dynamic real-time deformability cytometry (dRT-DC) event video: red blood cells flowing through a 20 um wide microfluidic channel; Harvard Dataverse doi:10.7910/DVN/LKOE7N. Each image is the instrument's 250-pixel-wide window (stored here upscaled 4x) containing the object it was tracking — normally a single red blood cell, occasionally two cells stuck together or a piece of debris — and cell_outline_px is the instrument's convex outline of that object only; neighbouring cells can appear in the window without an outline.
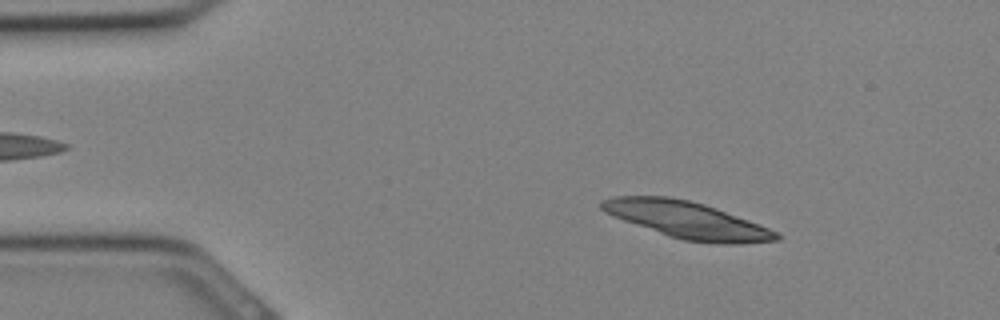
{"species": "Egyptian fruit bat (a non-hibernating species)", "species_latin": "Rousettus aegyptiacus", "temperature_condition": "cold", "stored_images_in_passage": 30, "segment_of_instrument_passage": [1, 2], "camera_frame_rate_fps": 3000, "um_per_image_px": 0.085, "animal": {"sex": "female"}, "frame": {"image": 1, "passage_image": 4, "time_ms": 1.0, "image_size_px": [1000, 320], "cell_outline_px": [[780, 240], [740, 244], [716, 244], [684, 240], [668, 236], [612, 216], [604, 212], [600, 208], [600, 200], [612, 196], [668, 196], [688, 200], [704, 204], [716, 208], [748, 220], [768, 228], [776, 232], [780, 236]], "centroid_in_image_um": [58.36, 18.7], "position_along_channel_um": 26.6, "area_um2": 37.4}}